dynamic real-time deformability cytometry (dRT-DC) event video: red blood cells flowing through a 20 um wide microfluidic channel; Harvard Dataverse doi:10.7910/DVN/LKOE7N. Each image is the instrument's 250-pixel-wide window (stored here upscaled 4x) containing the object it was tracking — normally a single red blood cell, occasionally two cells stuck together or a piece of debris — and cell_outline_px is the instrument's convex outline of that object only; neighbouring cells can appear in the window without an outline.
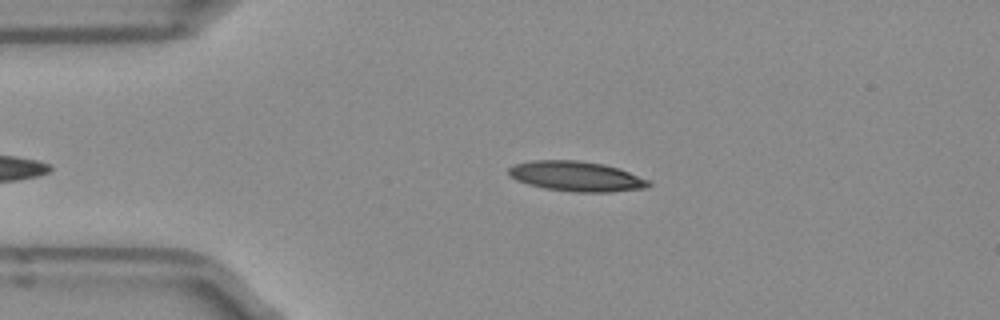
{"species": "Egyptian fruit bat (a non-hibernating species)", "species_latin": "Rousettus aegyptiacus", "temperature_condition": "room temperature", "stored_images_in_passage": 39, "camera_frame_rate_fps": 3000, "um_per_image_px": 0.085, "frame": {"image": 1, "passage_image": 6, "time_ms": 1.667, "image_size_px": [1000, 320], "cell_outline_px": [[652, 184], [648, 188], [612, 192], [572, 192], [544, 188], [528, 184], [516, 180], [508, 176], [508, 168], [516, 164], [532, 160], [580, 160], [604, 164], [620, 168], [652, 180]], "centroid_in_image_um": [49.05, 14.99], "position_along_channel_um": 35.9, "area_um2": 24.97}}
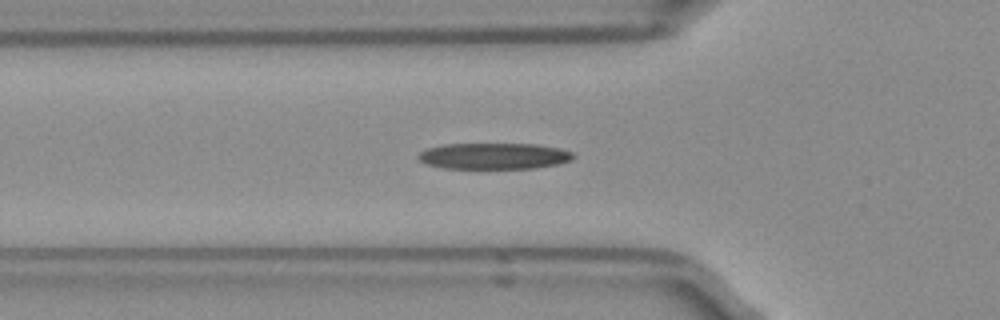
{"frame": {"image": 2, "passage_image": 12, "time_ms": 3.667, "image_size_px": [1000, 320], "cell_outline_px": [[576, 156], [572, 160], [560, 164], [536, 168], [444, 168], [428, 164], [420, 160], [416, 156], [420, 152], [428, 148], [444, 144], [536, 144], [560, 148], [572, 152]], "centroid_in_image_um": [42.04, 13.26], "position_along_channel_um": 83.8, "area_um2": 23.7}}
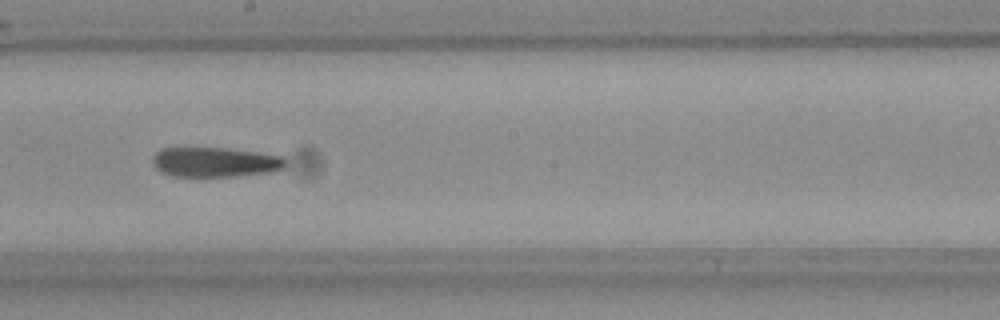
{"frame": {"image": 3, "passage_image": 23, "time_ms": 7.333, "image_size_px": [1000, 320], "cell_outline_px": [[288, 164], [284, 168], [272, 172], [232, 176], [172, 176], [160, 172], [152, 164], [152, 156], [156, 152], [164, 148], [224, 148], [284, 156], [288, 160]], "centroid_in_image_um": [18.3, 13.78], "position_along_channel_um": 229.9, "area_um2": 23.18}, "authors_computed_cell_mechanics": {"area_um2": 23.8136, "velocity_mm_per_s": 3.9671, "shape_relaxation_time_tau1_ms": 6.6139, "shape_relaxation_time_tau2_ms": null, "deformation_change_tau1": 0.2074, "deformation_change_tau2": null}}